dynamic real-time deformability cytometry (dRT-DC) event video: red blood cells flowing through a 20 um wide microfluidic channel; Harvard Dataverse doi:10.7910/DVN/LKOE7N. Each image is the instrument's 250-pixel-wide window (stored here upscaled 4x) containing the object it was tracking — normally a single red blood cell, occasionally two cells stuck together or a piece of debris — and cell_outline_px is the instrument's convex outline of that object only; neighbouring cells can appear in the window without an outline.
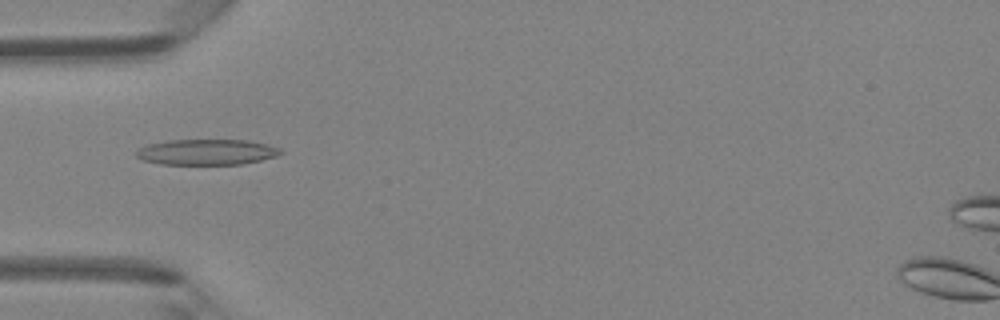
{"species": "Egyptian fruit bat (a non-hibernating species)", "species_latin": "Rousettus aegyptiacus", "temperature_condition": "room temperature", "stored_images_in_passage": 47, "camera_frame_rate_fps": 3000, "um_per_image_px": 0.085, "animal": {"sex": "female"}, "frame": {"image": 1, "passage_image": 15, "time_ms": 4.667, "image_size_px": [1000, 320], "cell_outline_px": [[284, 152], [276, 156], [260, 160], [240, 164], [160, 164], [144, 160], [136, 156], [136, 152], [140, 148], [148, 144], [168, 140], [248, 140], [280, 148]], "centroid_in_image_um": [17.57, 12.92], "position_along_channel_um": 67.4, "area_um2": 21.39}}
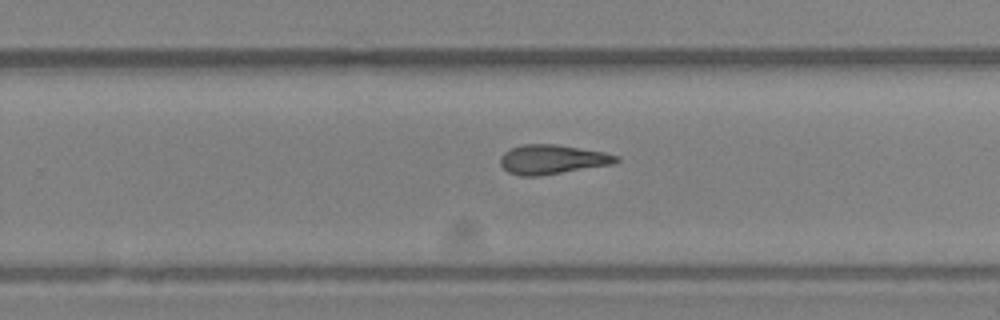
{"frame": {"image": 2, "passage_image": 30, "time_ms": 9.667, "image_size_px": [1000, 320], "cell_outline_px": [[620, 160], [612, 164], [540, 176], [520, 176], [508, 172], [500, 164], [500, 156], [508, 148], [524, 144], [556, 144], [604, 152], [620, 156]], "centroid_in_image_um": [46.91, 13.55], "position_along_channel_um": 282.9, "area_um2": 19.94}}
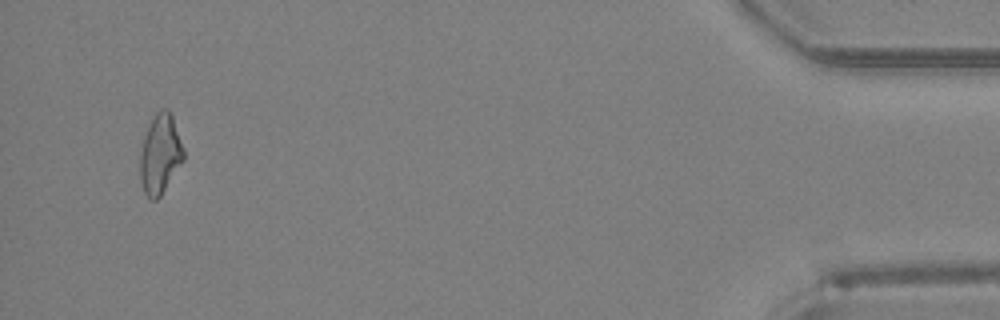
{"frame": {"image": 3, "passage_image": 45, "time_ms": 14.667, "image_size_px": [1000, 320], "cell_outline_px": [[184, 160], [160, 196], [156, 200], [152, 200], [144, 192], [140, 180], [140, 152], [144, 136], [156, 112], [160, 108], [168, 108], [172, 116], [184, 152]], "centroid_in_image_um": [13.6, 13.11], "position_along_channel_um": 421.6, "area_um2": 19.88}, "authors_computed_cell_mechanics": {"area_um2": 19.8832, "velocity_mm_per_s": 4.3152, "shape_relaxation_time_tau1_ms": null, "shape_relaxation_time_tau2_ms": 4.04, "deformation_change_tau1": null, "deformation_change_tau2": 0.1545}}